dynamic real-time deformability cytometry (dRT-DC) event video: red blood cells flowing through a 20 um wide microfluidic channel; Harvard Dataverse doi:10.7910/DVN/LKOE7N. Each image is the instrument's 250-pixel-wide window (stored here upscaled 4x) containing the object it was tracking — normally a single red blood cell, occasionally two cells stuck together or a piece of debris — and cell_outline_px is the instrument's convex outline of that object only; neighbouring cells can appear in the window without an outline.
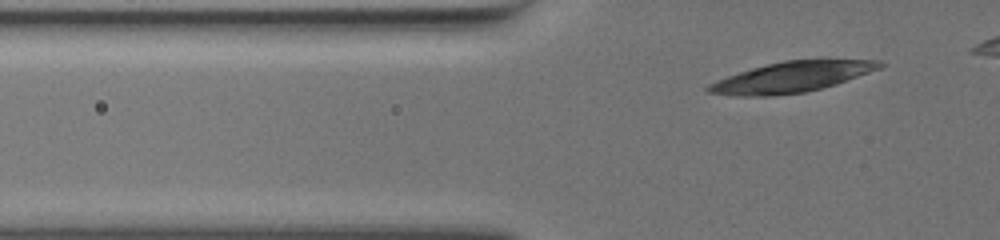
{"species": "common noctule bat (a hibernating species)", "species_latin": "Nyctalus noctula", "temperature_condition": "warm", "stored_images_in_passage": 38, "camera_frame_rate_fps": 3000, "um_per_image_px": 0.085, "animal": {"sex": "female", "body_mass_g": 19.5, "forearm_length_mm": 54.1}, "frame": {"image": 1, "passage_image": 5, "time_ms": 1.333, "image_size_px": [1000, 240], "cell_outline_px": [[884, 64], [880, 68], [836, 84], [804, 92], [772, 96], [736, 96], [708, 92], [704, 88], [708, 84], [716, 80], [752, 68], [784, 60], [824, 56], [880, 60]], "centroid_in_image_um": [67.39, 6.49], "position_along_channel_um": 58.4, "area_um2": 31.44}}
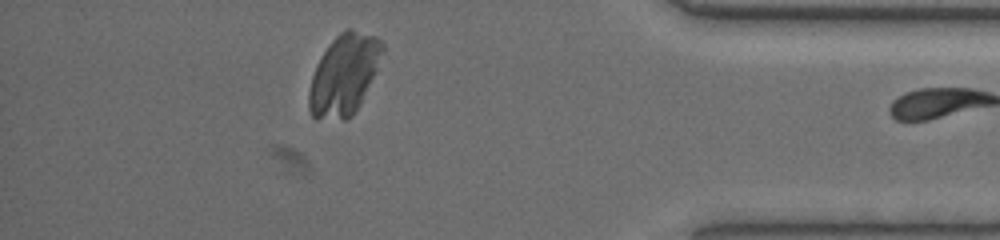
{"frame": {"image": 2, "passage_image": 37, "time_ms": 12.0, "image_size_px": [1000, 240], "cell_outline_px": [[384, 48], [376, 72], [360, 104], [352, 116], [344, 120], [316, 120], [312, 116], [308, 108], [308, 92], [312, 76], [316, 64], [320, 56], [332, 40], [340, 32], [348, 28], [376, 36], [384, 44]], "centroid_in_image_um": [29.22, 6.37], "position_along_channel_um": 406.0, "area_um2": 34.8}}